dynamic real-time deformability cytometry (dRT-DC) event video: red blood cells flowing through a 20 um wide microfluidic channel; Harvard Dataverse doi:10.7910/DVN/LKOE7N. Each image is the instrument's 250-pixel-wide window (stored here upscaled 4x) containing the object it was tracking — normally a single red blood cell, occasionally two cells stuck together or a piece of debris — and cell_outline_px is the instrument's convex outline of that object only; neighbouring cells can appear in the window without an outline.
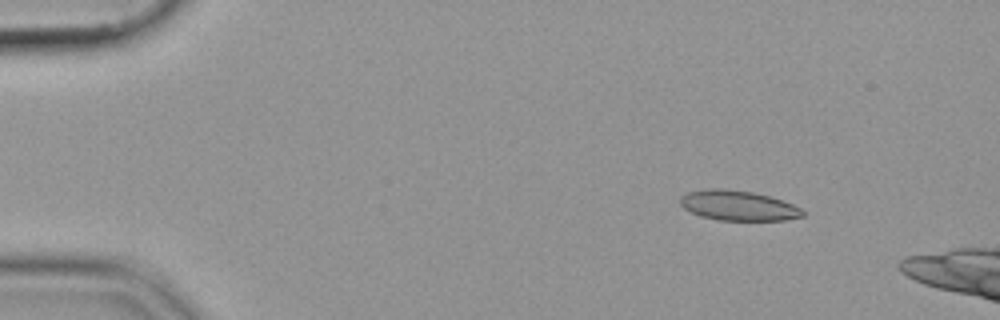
{"species": "common noctule bat (a hibernating species)", "species_latin": "Nyctalus noctula", "temperature_condition": "cold", "stored_images_in_passage": 48, "camera_frame_rate_fps": 3000, "um_per_image_px": 0.085, "animal": {"sex": "female", "body_mass_g": 19.9}, "frame": {"image": 1, "passage_image": 3, "time_ms": 0.667, "image_size_px": [1000, 320], "cell_outline_px": [[804, 216], [784, 220], [716, 220], [700, 216], [684, 208], [680, 204], [680, 196], [688, 192], [704, 188], [724, 188], [752, 192], [772, 196], [792, 204], [800, 208], [804, 212]], "centroid_in_image_um": [62.72, 17.46], "position_along_channel_um": 22.3, "area_um2": 21.56}}
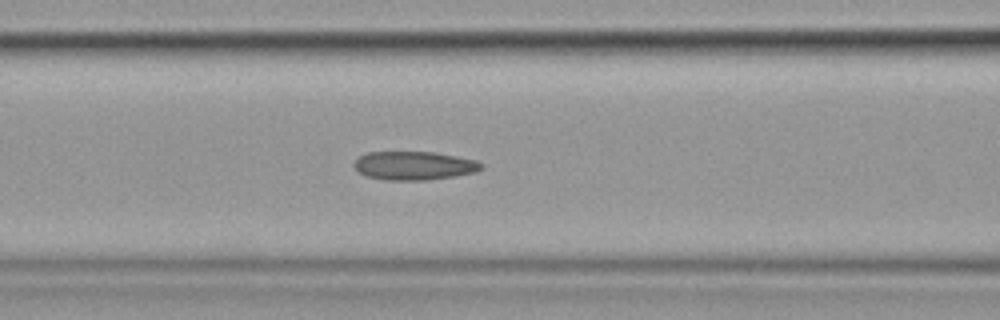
{"frame": {"image": 2, "passage_image": 19, "time_ms": 6.0, "image_size_px": [1000, 320], "cell_outline_px": [[484, 168], [476, 172], [456, 176], [424, 180], [384, 180], [368, 176], [360, 172], [352, 164], [360, 156], [368, 152], [436, 152], [476, 160], [484, 164]], "centroid_in_image_um": [35.25, 14.08], "position_along_channel_um": 131.4, "area_um2": 21.21}}
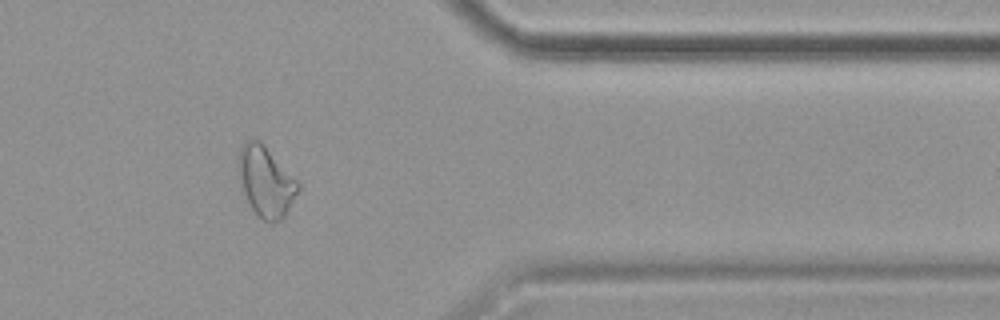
{"frame": {"image": 3, "passage_image": 41, "time_ms": 13.333, "image_size_px": [1000, 320], "cell_outline_px": [[300, 188], [284, 216], [280, 220], [272, 224], [268, 224], [252, 208], [244, 192], [236, 168], [236, 156], [244, 140], [260, 140], [264, 144], [300, 184]], "centroid_in_image_um": [22.56, 15.39], "position_along_channel_um": 388.8, "area_um2": 24.39}}